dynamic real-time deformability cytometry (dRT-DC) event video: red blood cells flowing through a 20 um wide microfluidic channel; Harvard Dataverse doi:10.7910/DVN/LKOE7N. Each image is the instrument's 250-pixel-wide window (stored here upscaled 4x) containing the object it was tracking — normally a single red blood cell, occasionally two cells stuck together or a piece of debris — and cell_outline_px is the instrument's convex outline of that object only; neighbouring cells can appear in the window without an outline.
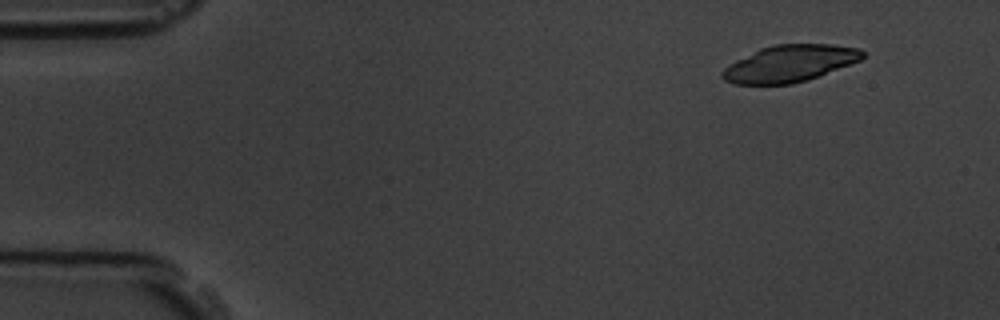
{"species": "common noctule bat (a hibernating species)", "species_latin": "Nyctalus noctula", "temperature_condition": "room temperature", "stored_images_in_passage": 5, "camera_frame_rate_fps": 3000, "um_per_image_px": 0.085, "animal": {"sex": "male", "body_mass_g": 19.5, "forearm_length_mm": 54.6}, "frame": {"image": 1, "passage_image": 1, "time_ms": 0.0, "image_size_px": [1000, 320], "cell_outline_px": [[864, 56], [860, 60], [808, 80], [792, 84], [736, 84], [724, 80], [720, 76], [720, 72], [728, 64], [760, 48], [776, 44], [832, 44], [860, 48], [864, 52]], "centroid_in_image_um": [67.1, 5.4], "position_along_channel_um": 17.9, "area_um2": 30.06}}